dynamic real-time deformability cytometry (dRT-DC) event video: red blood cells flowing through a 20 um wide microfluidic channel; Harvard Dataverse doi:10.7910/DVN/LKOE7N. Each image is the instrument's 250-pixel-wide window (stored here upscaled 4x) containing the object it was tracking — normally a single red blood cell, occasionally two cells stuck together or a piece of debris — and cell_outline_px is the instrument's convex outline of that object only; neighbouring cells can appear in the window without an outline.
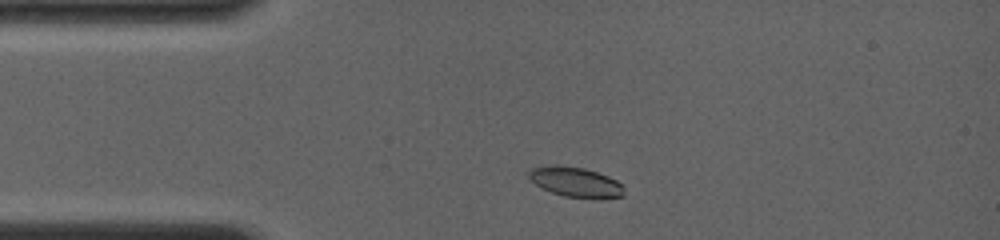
{"species": "common noctule bat (a hibernating species)", "species_latin": "Nyctalus noctula", "temperature_condition": "room temperature", "stored_images_in_passage": 14, "camera_frame_rate_fps": 4000, "um_per_image_px": 0.085, "animal": {"sex": "female", "body_mass_g": 19.0, "forearm_length_mm": 56.7}, "frame": {"image": 1, "passage_image": 1, "time_ms": 0.0, "image_size_px": [1000, 240], "cell_outline_px": [[624, 196], [600, 200], [564, 196], [552, 192], [536, 184], [528, 176], [528, 172], [532, 168], [552, 164], [556, 164], [584, 168], [608, 176], [624, 184]], "centroid_in_image_um": [48.99, 15.49], "position_along_channel_um": 36.0, "area_um2": 16.94}}
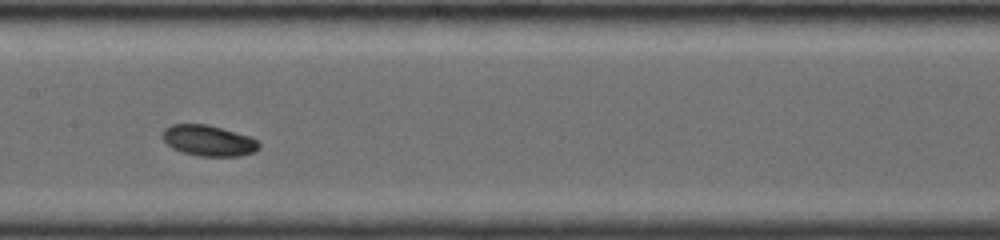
{"frame": {"image": 2, "passage_image": 8, "time_ms": 4.5, "image_size_px": [1000, 240], "cell_outline_px": [[260, 148], [252, 152], [240, 156], [200, 156], [184, 152], [172, 148], [164, 140], [164, 128], [172, 124], [208, 124], [252, 136], [260, 144]], "centroid_in_image_um": [17.77, 11.94], "position_along_channel_um": 189.6, "area_um2": 17.28}}
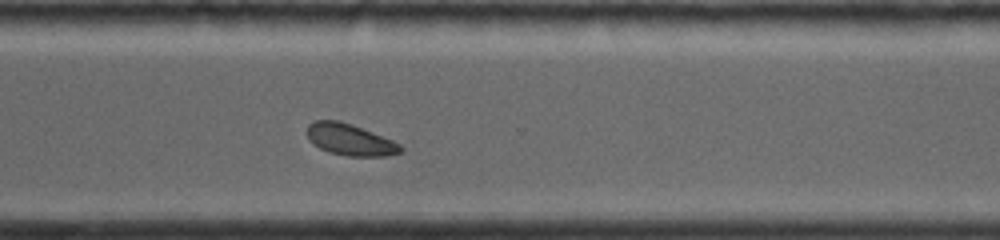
{"frame": {"image": 3, "passage_image": 14, "time_ms": 8.25, "image_size_px": [1000, 240], "cell_outline_px": [[404, 152], [384, 156], [348, 156], [328, 152], [312, 144], [308, 140], [308, 124], [316, 120], [340, 120], [352, 124], [392, 140], [400, 144], [404, 148]], "centroid_in_image_um": [29.76, 11.87], "position_along_channel_um": 340.8, "area_um2": 17.28}}